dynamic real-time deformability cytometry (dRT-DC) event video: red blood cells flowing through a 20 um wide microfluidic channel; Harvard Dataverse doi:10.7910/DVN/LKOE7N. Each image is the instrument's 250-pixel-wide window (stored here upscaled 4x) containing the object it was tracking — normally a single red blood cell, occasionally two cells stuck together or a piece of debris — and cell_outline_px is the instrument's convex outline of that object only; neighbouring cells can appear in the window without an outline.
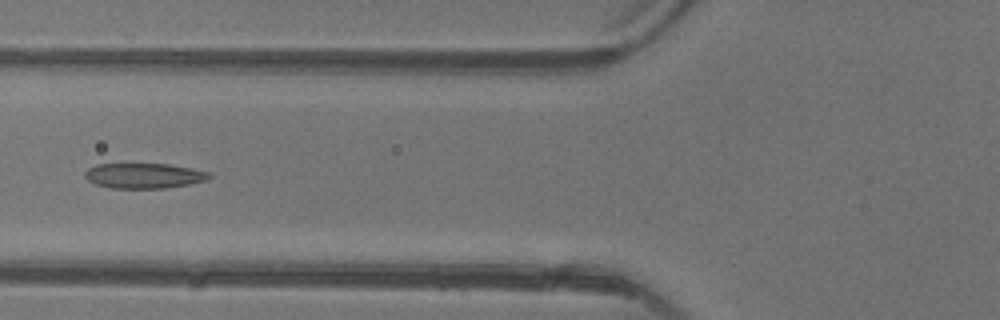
{"species": "common noctule bat (a hibernating species)", "species_latin": "Nyctalus noctula", "temperature_condition": "warm", "stored_images_in_passage": 5, "camera_frame_rate_fps": 3000, "um_per_image_px": 0.085, "animal": {"sex": "female"}, "frame": {"image": 1, "passage_image": 5, "time_ms": 4.667, "image_size_px": [1000, 320], "cell_outline_px": [[212, 176], [208, 180], [192, 184], [164, 188], [112, 188], [96, 184], [88, 180], [84, 176], [84, 172], [88, 168], [96, 164], [168, 164], [192, 168], [208, 172]], "centroid_in_image_um": [12.26, 14.93], "position_along_channel_um": 113.5, "area_um2": 18.32}}